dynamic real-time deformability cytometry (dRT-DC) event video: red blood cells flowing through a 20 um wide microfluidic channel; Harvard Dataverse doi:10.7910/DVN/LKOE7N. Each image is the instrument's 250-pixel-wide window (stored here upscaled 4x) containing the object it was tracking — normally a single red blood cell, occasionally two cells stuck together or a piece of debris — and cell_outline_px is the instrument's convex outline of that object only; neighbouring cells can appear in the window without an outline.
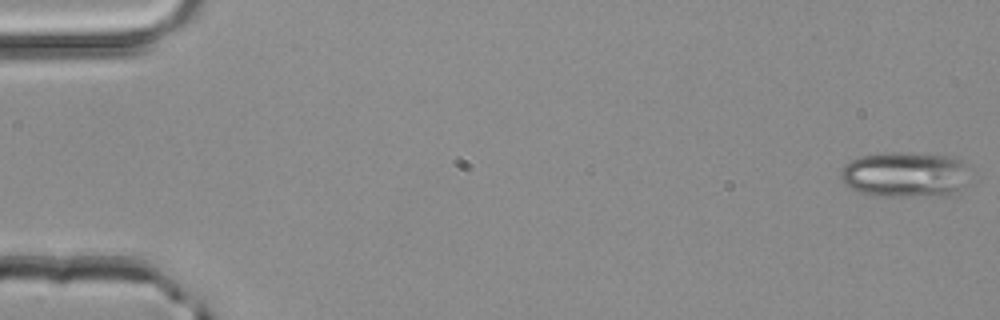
{"species": "common noctule bat (a hibernating species)", "species_latin": "Nyctalus noctula", "temperature_condition": "room temperature", "stored_images_in_passage": 3, "camera_frame_rate_fps": 3000, "um_per_image_px": 0.085, "animal": {"sex": "male", "body_mass_g": 20.4}, "frame": {"image": 1, "passage_image": 1, "time_ms": 0.0, "image_size_px": [1000, 320], "cell_outline_px": [[968, 184], [956, 196], [888, 196], [860, 192], [844, 184], [840, 176], [840, 168], [844, 164], [860, 156], [884, 152], [900, 152], [952, 156], [964, 160], [968, 164]], "centroid_in_image_um": [77.03, 14.84], "position_along_channel_um": 8.0, "area_um2": 35.14}}